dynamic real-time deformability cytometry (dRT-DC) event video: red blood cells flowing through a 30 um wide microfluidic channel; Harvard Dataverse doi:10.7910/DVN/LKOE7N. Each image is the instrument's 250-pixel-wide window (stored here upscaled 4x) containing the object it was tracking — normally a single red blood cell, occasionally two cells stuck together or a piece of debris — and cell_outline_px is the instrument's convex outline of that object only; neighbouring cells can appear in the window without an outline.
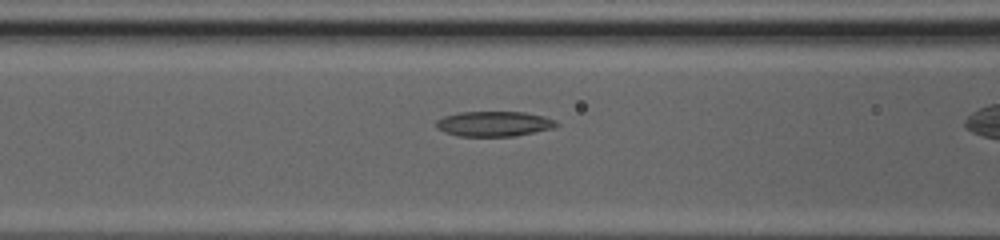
{"species": "common noctule bat (a hibernating species)", "species_latin": "Nyctalus noctula", "temperature_condition": "cold", "stored_images_in_passage": 26, "camera_frame_rate_fps": 3000, "um_per_image_px": 0.085, "animal": {"sex": "female", "body_mass_g": 20.0, "forearm_length_mm": 54.0}, "frame": {"image": 1, "passage_image": 7, "time_ms": 2.0, "image_size_px": [1000, 240], "cell_outline_px": [[560, 124], [552, 128], [516, 136], [456, 136], [444, 132], [436, 128], [436, 120], [444, 116], [460, 112], [524, 112], [544, 116], [556, 120]], "centroid_in_image_um": [41.98, 10.52], "position_along_channel_um": 124.6, "area_um2": 17.69}}
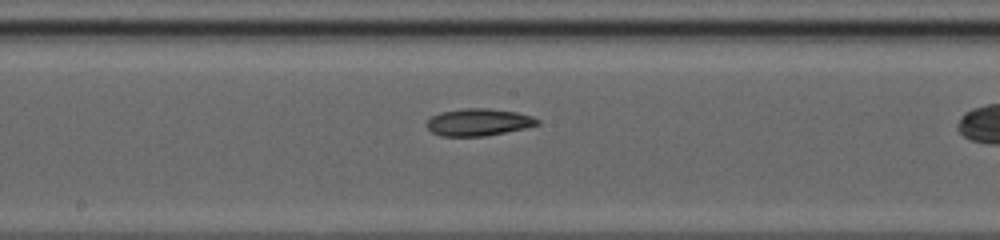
{"frame": {"image": 2, "passage_image": 13, "time_ms": 4.0, "image_size_px": [1000, 240], "cell_outline_px": [[540, 124], [524, 128], [484, 136], [440, 136], [432, 132], [424, 124], [432, 116], [440, 112], [464, 108], [488, 108], [516, 112], [532, 116], [540, 120]], "centroid_in_image_um": [40.65, 10.38], "position_along_channel_um": 207.6, "area_um2": 17.51}}
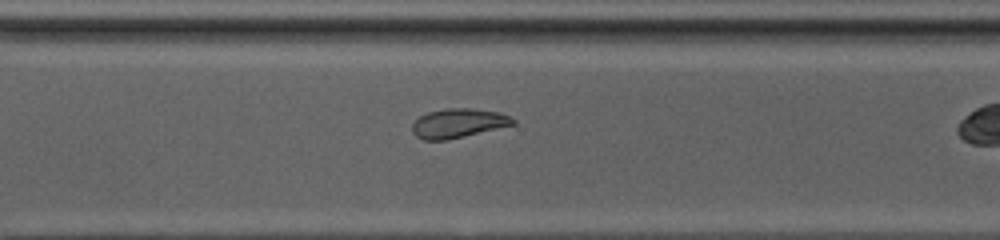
{"frame": {"image": 3, "passage_image": 22, "time_ms": 7.0, "image_size_px": [1000, 240], "cell_outline_px": [[516, 124], [448, 140], [424, 140], [416, 136], [412, 132], [412, 124], [420, 116], [428, 112], [448, 108], [472, 108], [500, 112], [512, 116], [516, 120]], "centroid_in_image_um": [38.98, 10.47], "position_along_channel_um": 331.6, "area_um2": 17.28}}